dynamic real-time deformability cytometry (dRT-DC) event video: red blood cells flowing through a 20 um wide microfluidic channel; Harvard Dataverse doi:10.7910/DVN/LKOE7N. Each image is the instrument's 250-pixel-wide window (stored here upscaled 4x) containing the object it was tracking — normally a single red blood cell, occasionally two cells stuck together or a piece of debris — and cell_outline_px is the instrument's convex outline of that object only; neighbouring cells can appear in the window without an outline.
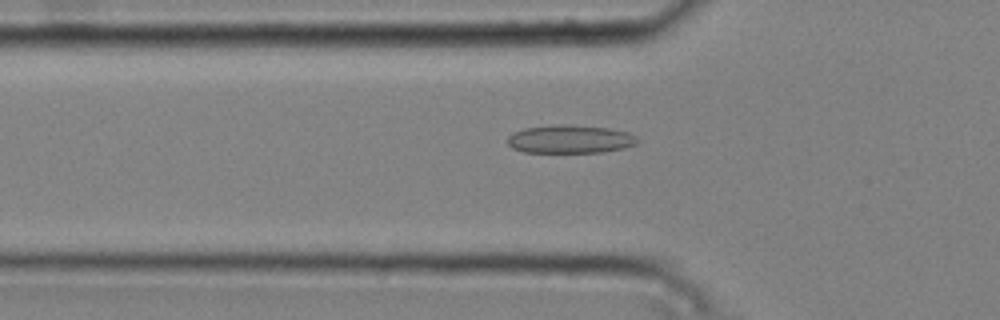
{"species": "common noctule bat (a hibernating species)", "species_latin": "Nyctalus noctula", "temperature_condition": "cold", "stored_images_in_passage": 47, "camera_frame_rate_fps": 3000, "um_per_image_px": 0.085, "animal": {"sex": "male", "body_mass_g": 20.4}, "frame": {"image": 1, "passage_image": 17, "time_ms": 5.333, "image_size_px": [1000, 320], "cell_outline_px": [[640, 140], [636, 144], [624, 148], [600, 152], [524, 152], [512, 148], [508, 144], [508, 136], [512, 132], [524, 128], [560, 124], [568, 124], [608, 128], [628, 132], [636, 136]], "centroid_in_image_um": [48.46, 11.82], "position_along_channel_um": 77.3, "area_um2": 21.44}}
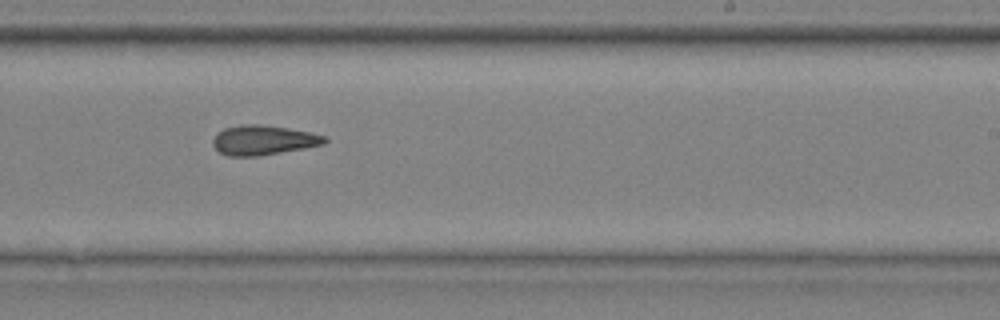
{"frame": {"image": 2, "passage_image": 32, "time_ms": 10.333, "image_size_px": [1000, 320], "cell_outline_px": [[328, 140], [324, 144], [304, 148], [260, 156], [228, 156], [220, 152], [212, 144], [212, 140], [224, 128], [240, 124], [256, 124], [288, 128], [312, 132], [328, 136]], "centroid_in_image_um": [22.42, 11.91], "position_along_channel_um": 266.6, "area_um2": 19.36}}
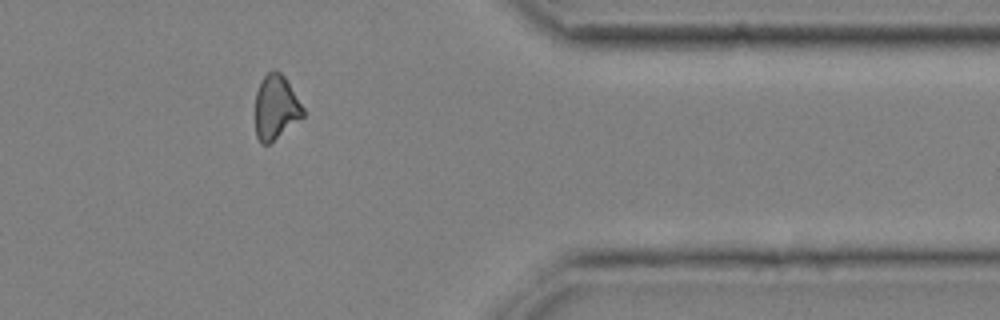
{"frame": {"image": 3, "passage_image": 43, "time_ms": 14.0, "image_size_px": [1000, 320], "cell_outline_px": [[304, 116], [268, 144], [260, 144], [256, 136], [256, 92], [264, 76], [268, 72], [276, 68], [284, 76], [304, 108]], "centroid_in_image_um": [23.44, 9.11], "position_along_channel_um": 388.0, "area_um2": 17.69}, "authors_computed_cell_mechanics": {"area_um2": 19.5364, "velocity_mm_per_s": 3.7888, "shape_relaxation_time_tau1_ms": null, "shape_relaxation_time_tau2_ms": 3.9208, "deformation_change_tau1": null, "deformation_change_tau2": 0.1363}}